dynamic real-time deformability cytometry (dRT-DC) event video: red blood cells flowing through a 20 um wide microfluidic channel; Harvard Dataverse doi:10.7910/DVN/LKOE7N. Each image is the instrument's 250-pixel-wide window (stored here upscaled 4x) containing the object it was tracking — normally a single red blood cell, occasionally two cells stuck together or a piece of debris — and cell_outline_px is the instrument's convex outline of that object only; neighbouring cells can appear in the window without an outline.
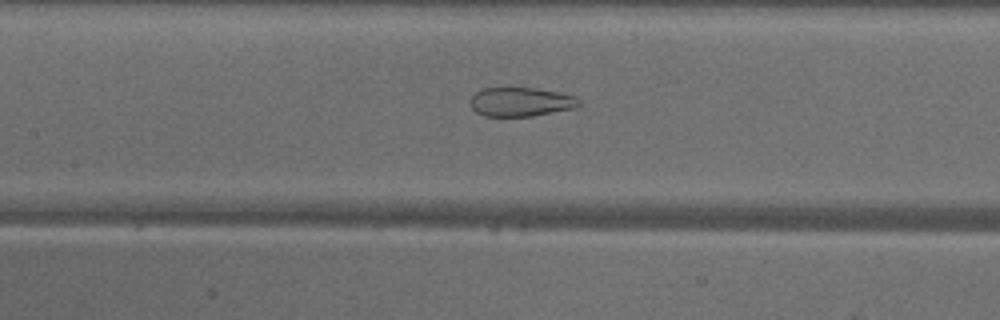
{"species": "common noctule bat (a hibernating species)", "species_latin": "Nyctalus noctula", "temperature_condition": "warm", "stored_images_in_passage": 39, "camera_frame_rate_fps": 3000, "um_per_image_px": 0.085, "animal": {"sex": "male", "body_mass_g": 18.8}, "frame": {"image": 1, "passage_image": 12, "time_ms": 3.667, "image_size_px": [1000, 320], "cell_outline_px": [[580, 104], [576, 108], [532, 116], [484, 116], [476, 112], [472, 108], [472, 96], [476, 92], [484, 88], [536, 88], [576, 96], [580, 100]], "centroid_in_image_um": [44.3, 8.66], "position_along_channel_um": 163.1, "area_um2": 18.26}}
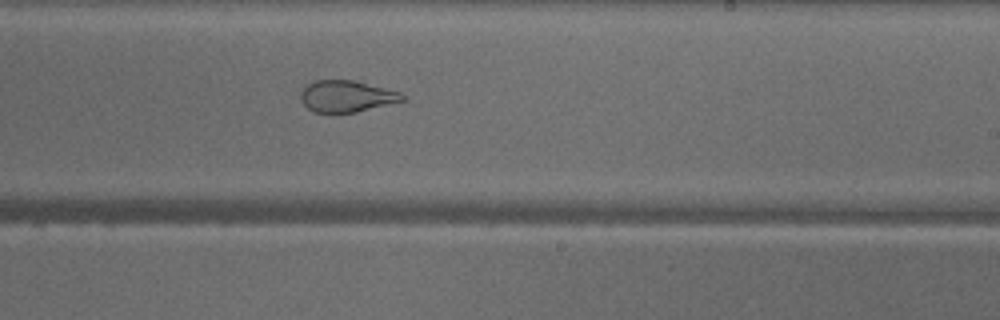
{"frame": {"image": 2, "passage_image": 19, "time_ms": 6.0, "image_size_px": [1000, 320], "cell_outline_px": [[404, 100], [356, 112], [332, 116], [312, 112], [300, 100], [300, 92], [312, 80], [352, 80], [400, 92], [404, 96]], "centroid_in_image_um": [29.37, 8.23], "position_along_channel_um": 259.6, "area_um2": 19.07}}
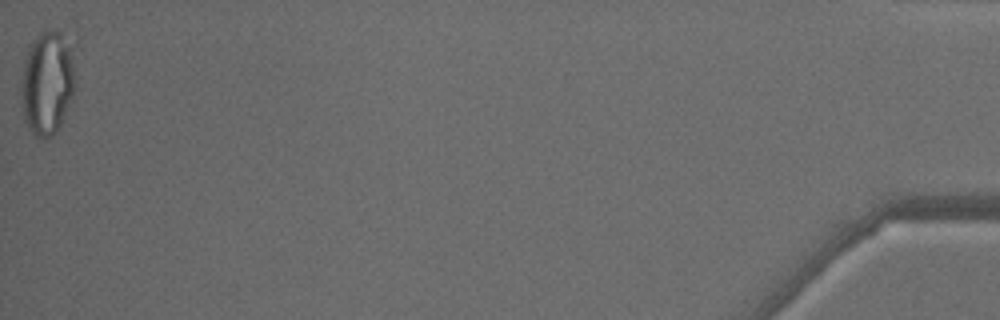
{"frame": {"image": 3, "passage_image": 39, "time_ms": 12.667, "image_size_px": [1000, 320], "cell_outline_px": [[72, 96], [60, 124], [56, 132], [52, 136], [44, 140], [40, 140], [28, 128], [24, 120], [20, 100], [20, 88], [24, 60], [36, 36], [48, 28], [60, 32], [72, 48]], "centroid_in_image_um": [3.96, 7.08], "position_along_channel_um": 431.2, "area_um2": 32.37}, "authors_computed_cell_mechanics": {"area_um2": 24.9118, "velocity_mm_per_s": 4.1474, "shape_relaxation_time_tau1_ms": null, "shape_relaxation_time_tau2_ms": 0.7772, "deformation_change_tau1": null, "deformation_change_tau2": 0.0623}}